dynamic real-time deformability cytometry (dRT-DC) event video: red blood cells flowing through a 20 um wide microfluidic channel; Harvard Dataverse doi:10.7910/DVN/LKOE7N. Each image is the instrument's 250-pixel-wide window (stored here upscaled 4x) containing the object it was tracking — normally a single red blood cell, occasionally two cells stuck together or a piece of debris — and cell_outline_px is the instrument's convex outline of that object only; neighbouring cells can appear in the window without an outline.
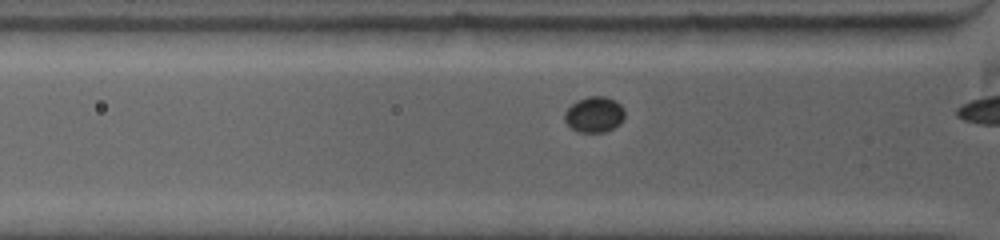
{"species": "common noctule bat (a hibernating species)", "species_latin": "Nyctalus noctula", "temperature_condition": "warm", "stored_images_in_passage": 9, "camera_frame_rate_fps": 5000, "um_per_image_px": 0.085, "animal": {"sex": "female", "body_mass_g": 19.0, "forearm_length_mm": 53.3}, "frame": {"image": 1, "passage_image": 6, "time_ms": 0.6, "image_size_px": [1000, 240], "cell_outline_px": [[624, 116], [620, 124], [604, 132], [576, 132], [564, 120], [564, 112], [576, 100], [588, 96], [604, 96], [620, 104], [624, 108]], "centroid_in_image_um": [50.5, 9.73], "position_along_channel_um": 75.3, "area_um2": 12.48}}